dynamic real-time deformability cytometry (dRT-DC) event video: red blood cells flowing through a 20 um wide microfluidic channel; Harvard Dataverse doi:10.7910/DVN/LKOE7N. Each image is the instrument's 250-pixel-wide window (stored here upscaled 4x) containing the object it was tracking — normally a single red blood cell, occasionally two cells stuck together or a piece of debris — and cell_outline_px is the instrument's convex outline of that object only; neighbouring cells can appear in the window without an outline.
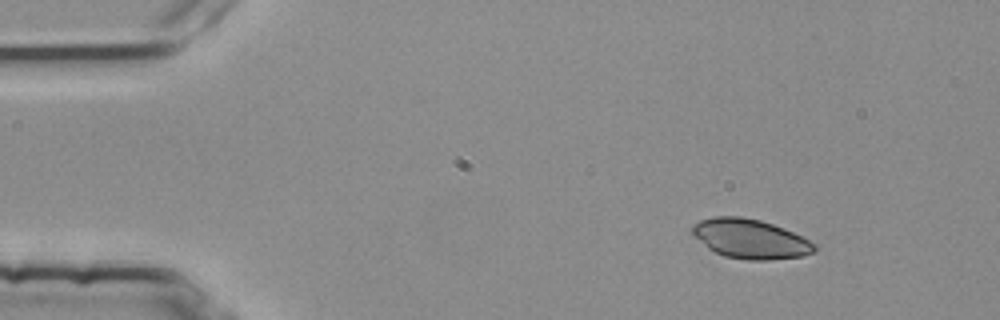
{"species": "common noctule bat (a hibernating species)", "species_latin": "Nyctalus noctula", "temperature_condition": "room temperature", "stored_images_in_passage": 2, "camera_frame_rate_fps": 3000, "um_per_image_px": 0.085, "animal": {"sex": "female", "body_mass_g": 25.1}, "frame": {"image": 1, "passage_image": 1, "time_ms": 0.0, "image_size_px": [1000, 320], "cell_outline_px": [[816, 252], [804, 256], [768, 260], [748, 260], [724, 256], [708, 248], [692, 232], [692, 224], [700, 220], [712, 216], [740, 216], [760, 220], [784, 228], [804, 236], [816, 244]], "centroid_in_image_um": [63.82, 20.3], "position_along_channel_um": 21.2, "area_um2": 28.21}}